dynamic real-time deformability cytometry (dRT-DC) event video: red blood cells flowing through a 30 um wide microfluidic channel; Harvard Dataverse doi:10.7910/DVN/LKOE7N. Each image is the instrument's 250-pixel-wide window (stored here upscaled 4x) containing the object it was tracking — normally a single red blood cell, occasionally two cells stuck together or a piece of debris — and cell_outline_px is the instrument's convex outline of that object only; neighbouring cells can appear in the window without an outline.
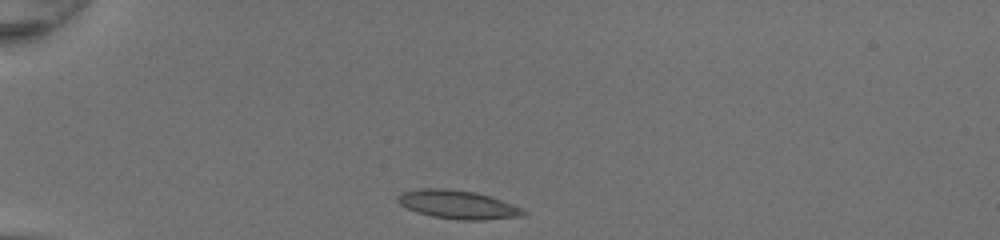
{"species": "common noctule bat (a hibernating species)", "species_latin": "Nyctalus noctula", "temperature_condition": "room temperature", "stored_images_in_passage": 29, "camera_frame_rate_fps": 3000, "um_per_image_px": 0.085, "animal": {"sex": "female", "body_mass_g": 20.0, "forearm_length_mm": 54.0}, "frame": {"image": 1, "passage_image": 1, "time_ms": 0.0, "image_size_px": [1000, 240], "cell_outline_px": [[528, 212], [524, 216], [484, 220], [460, 220], [432, 216], [416, 212], [400, 204], [396, 200], [396, 196], [404, 192], [420, 188], [448, 188], [476, 192], [524, 208]], "centroid_in_image_um": [38.93, 17.39], "position_along_channel_um": 46.1, "area_um2": 20.98}}
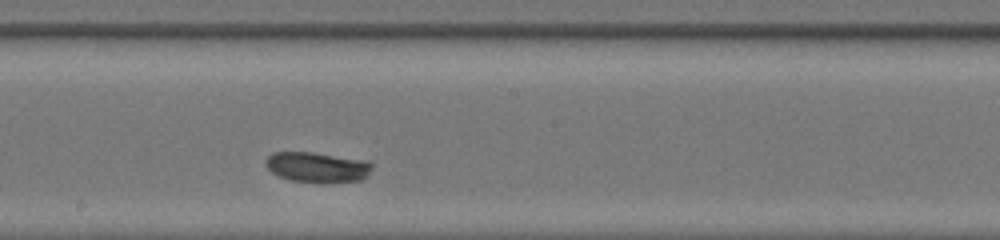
{"frame": {"image": 2, "passage_image": 17, "time_ms": 5.333, "image_size_px": [1000, 240], "cell_outline_px": [[372, 168], [368, 176], [360, 180], [288, 180], [272, 172], [268, 168], [268, 156], [272, 152], [312, 152], [368, 160], [372, 164]], "centroid_in_image_um": [27.0, 14.16], "position_along_channel_um": 221.2, "area_um2": 17.98}}
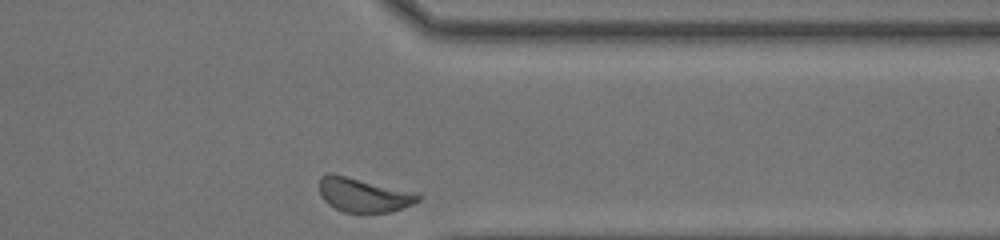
{"frame": {"image": 3, "passage_image": 29, "time_ms": 9.333, "image_size_px": [1000, 240], "cell_outline_px": [[424, 196], [420, 200], [412, 204], [392, 212], [344, 212], [328, 204], [320, 196], [320, 176], [328, 172], [332, 172], [420, 192]], "centroid_in_image_um": [30.95, 16.54], "position_along_channel_um": 380.4, "area_um2": 20.23}, "authors_computed_cell_mechanics": {"area_um2": 18.9584, "velocity_mm_per_s": 4.0615, "shape_relaxation_time_tau1_ms": 9.036, "shape_relaxation_time_tau2_ms": null, "deformation_change_tau1": 0.2211, "deformation_change_tau2": null}}